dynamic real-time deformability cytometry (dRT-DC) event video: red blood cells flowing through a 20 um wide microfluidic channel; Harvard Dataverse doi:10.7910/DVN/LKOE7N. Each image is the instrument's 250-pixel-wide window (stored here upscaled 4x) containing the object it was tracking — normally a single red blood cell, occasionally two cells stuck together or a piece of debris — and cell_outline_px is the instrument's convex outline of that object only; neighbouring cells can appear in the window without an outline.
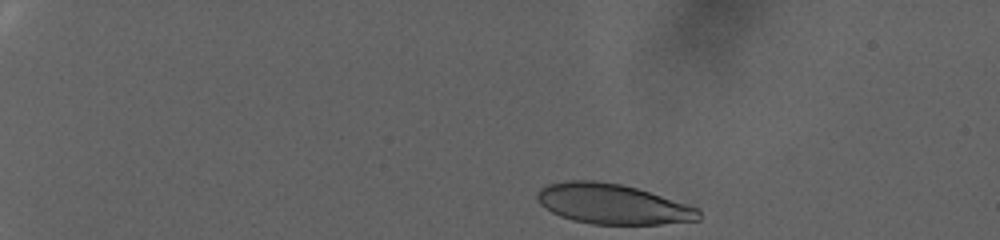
{"species": "human", "species_latin": "Homo sapiens", "temperature_condition": "warm", "stored_images_in_passage": 65, "camera_frame_rate_fps": 3000, "um_per_image_px": 0.085, "donor": {"sex": "female"}, "frame": {"image": 1, "passage_image": 1, "time_ms": 0.0, "image_size_px": [1000, 240], "cell_outline_px": [[700, 220], [660, 224], [592, 224], [572, 220], [560, 216], [544, 208], [540, 204], [536, 196], [536, 192], [540, 188], [548, 184], [568, 180], [596, 180], [620, 184], [636, 188], [688, 204], [700, 208]], "centroid_in_image_um": [52.05, 17.34], "position_along_channel_um": 32.9, "area_um2": 37.92}}
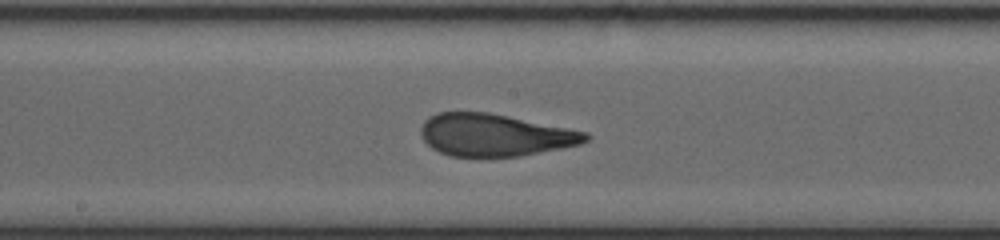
{"frame": {"image": 2, "passage_image": 34, "time_ms": 11.0, "image_size_px": [1000, 240], "cell_outline_px": [[592, 136], [588, 140], [580, 144], [520, 156], [448, 156], [432, 148], [424, 140], [420, 132], [420, 128], [424, 120], [428, 116], [436, 112], [488, 112], [588, 132]], "centroid_in_image_um": [42.03, 11.47], "position_along_channel_um": 206.2, "area_um2": 40.52}}
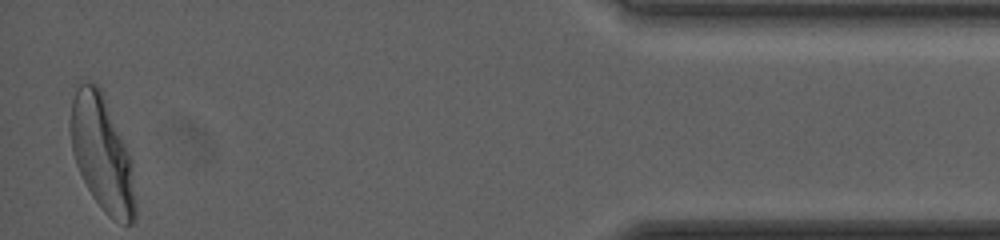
{"frame": {"image": 3, "passage_image": 65, "time_ms": 21.333, "image_size_px": [1000, 240], "cell_outline_px": [[136, 220], [132, 224], [124, 224], [112, 220], [104, 212], [92, 196], [76, 164], [72, 152], [68, 128], [68, 124], [72, 100], [80, 84], [96, 84], [100, 88], [132, 160], [136, 204]], "centroid_in_image_um": [8.68, 13.13], "position_along_channel_um": 426.5, "area_um2": 43.52}, "authors_computed_cell_mechanics": {"area_um2": 40.9802, "velocity_mm_per_s": 2.6717, "shape_relaxation_time_tau1_ms": 8.1894, "shape_relaxation_time_tau2_ms": 1.1228, "deformation_change_tau1": 0.255, "deformation_change_tau2": 0.0861}}